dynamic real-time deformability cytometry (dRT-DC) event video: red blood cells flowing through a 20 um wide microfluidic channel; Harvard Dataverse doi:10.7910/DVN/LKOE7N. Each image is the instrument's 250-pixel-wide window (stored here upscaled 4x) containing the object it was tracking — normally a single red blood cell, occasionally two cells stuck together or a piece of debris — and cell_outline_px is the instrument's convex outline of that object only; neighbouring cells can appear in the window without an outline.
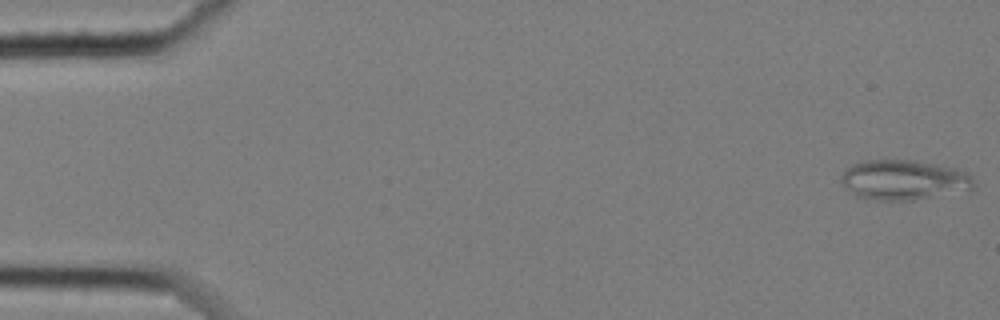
{"species": "common noctule bat (a hibernating species)", "species_latin": "Nyctalus noctula", "temperature_condition": "cold", "stored_images_in_passage": 19, "camera_frame_rate_fps": 3000, "um_per_image_px": 0.085, "animal": {"sex": "female", "body_mass_g": 25.1}, "frame": {"image": 1, "passage_image": 1, "time_ms": 0.0, "image_size_px": [1000, 320], "cell_outline_px": [[976, 188], [968, 192], [912, 200], [876, 200], [856, 196], [844, 188], [840, 184], [840, 176], [852, 164], [860, 160], [916, 160], [956, 168], [968, 172], [972, 176], [976, 184]], "centroid_in_image_um": [76.88, 15.3], "position_along_channel_um": 8.1, "area_um2": 31.73}}